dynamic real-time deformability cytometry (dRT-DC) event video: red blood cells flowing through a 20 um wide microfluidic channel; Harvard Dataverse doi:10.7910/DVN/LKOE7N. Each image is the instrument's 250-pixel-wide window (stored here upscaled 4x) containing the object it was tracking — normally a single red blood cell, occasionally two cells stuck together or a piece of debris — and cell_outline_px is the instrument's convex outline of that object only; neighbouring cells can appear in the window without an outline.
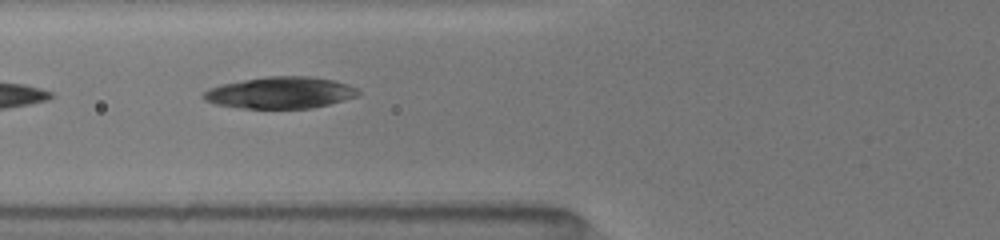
{"species": "common noctule bat (a hibernating species)", "species_latin": "Nyctalus noctula", "temperature_condition": "room temperature", "stored_images_in_passage": 16, "camera_frame_rate_fps": 3000, "um_per_image_px": 0.085, "animal": {"sex": "female", "body_mass_g": 19.5, "forearm_length_mm": 54.1}, "frame": {"image": 1, "passage_image": 10, "time_ms": 6.333, "image_size_px": [1000, 240], "cell_outline_px": [[360, 96], [312, 108], [240, 108], [216, 104], [204, 100], [200, 96], [208, 88], [220, 84], [268, 76], [308, 76], [332, 80], [348, 84], [356, 88], [360, 92]], "centroid_in_image_um": [23.81, 7.88], "position_along_channel_um": 102.0, "area_um2": 28.55}}